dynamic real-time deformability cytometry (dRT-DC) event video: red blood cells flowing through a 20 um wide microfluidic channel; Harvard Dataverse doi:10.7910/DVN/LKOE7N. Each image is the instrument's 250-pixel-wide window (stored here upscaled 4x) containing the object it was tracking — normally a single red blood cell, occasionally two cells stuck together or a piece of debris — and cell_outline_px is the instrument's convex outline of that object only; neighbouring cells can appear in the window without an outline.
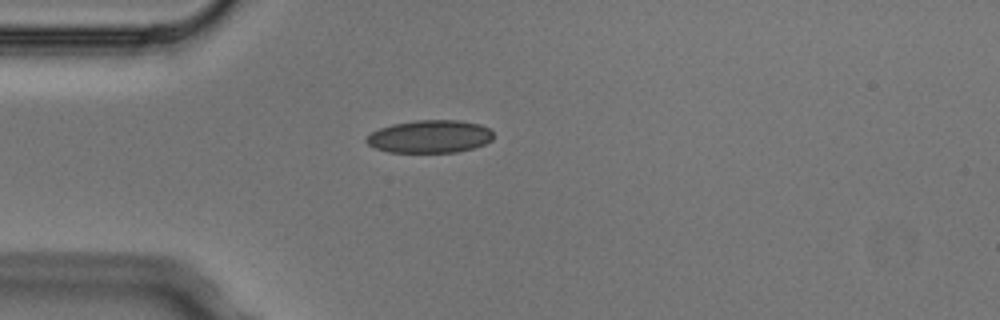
{"species": "Egyptian fruit bat (a non-hibernating species)", "species_latin": "Rousettus aegyptiacus", "temperature_condition": "cold", "stored_images_in_passage": 1, "camera_frame_rate_fps": 3000, "um_per_image_px": 0.085, "animal": {"sex": "male"}, "frame": {"image": 1, "passage_image": 1, "time_ms": 0.0, "image_size_px": [1000, 320], "cell_outline_px": [[492, 140], [484, 144], [472, 148], [456, 152], [388, 152], [376, 148], [368, 144], [364, 140], [372, 132], [380, 128], [392, 124], [416, 120], [460, 120], [480, 124], [488, 128], [492, 132]], "centroid_in_image_um": [36.53, 11.6], "position_along_channel_um": 48.5, "area_um2": 24.16}}